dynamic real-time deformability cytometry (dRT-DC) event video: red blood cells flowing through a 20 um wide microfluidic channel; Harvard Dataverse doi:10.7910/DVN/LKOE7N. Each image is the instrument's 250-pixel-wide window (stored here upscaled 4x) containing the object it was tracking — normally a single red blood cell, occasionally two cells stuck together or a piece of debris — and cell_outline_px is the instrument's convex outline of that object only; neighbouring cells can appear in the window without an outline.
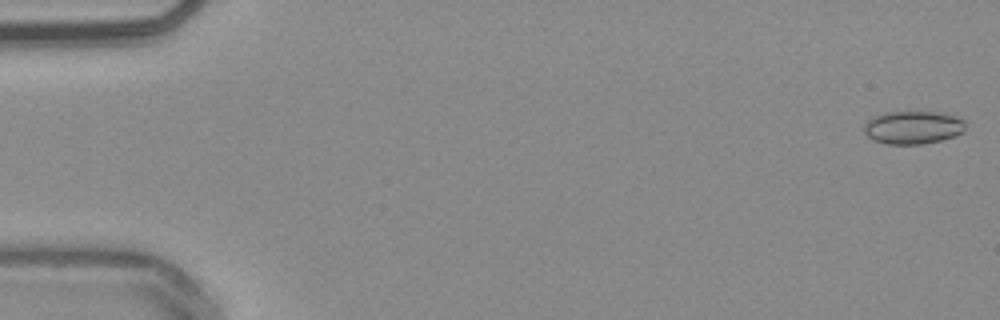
{"species": "common noctule bat (a hibernating species)", "species_latin": "Nyctalus noctula", "temperature_condition": "warm", "stored_images_in_passage": 17, "camera_frame_rate_fps": 3000, "um_per_image_px": 0.085, "animal": {"sex": "male", "body_mass_g": 20.4}, "frame": {"image": 1, "passage_image": 1, "time_ms": 0.0, "image_size_px": [1000, 320], "cell_outline_px": [[964, 132], [940, 140], [920, 144], [888, 144], [872, 140], [864, 132], [864, 124], [872, 116], [884, 112], [944, 112], [956, 116], [964, 120]], "centroid_in_image_um": [77.58, 10.82], "position_along_channel_um": 7.4, "area_um2": 19.59}}
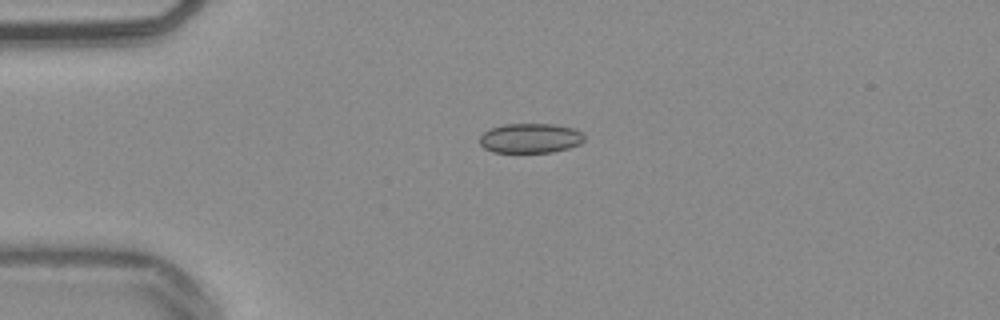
{"frame": {"image": 2, "passage_image": 13, "time_ms": 4.0, "image_size_px": [1000, 320], "cell_outline_px": [[584, 140], [580, 144], [568, 148], [552, 152], [492, 152], [484, 148], [480, 144], [480, 136], [484, 132], [492, 128], [504, 124], [552, 124], [572, 128], [584, 132]], "centroid_in_image_um": [45.09, 11.75], "position_along_channel_um": 39.9, "area_um2": 18.09}}